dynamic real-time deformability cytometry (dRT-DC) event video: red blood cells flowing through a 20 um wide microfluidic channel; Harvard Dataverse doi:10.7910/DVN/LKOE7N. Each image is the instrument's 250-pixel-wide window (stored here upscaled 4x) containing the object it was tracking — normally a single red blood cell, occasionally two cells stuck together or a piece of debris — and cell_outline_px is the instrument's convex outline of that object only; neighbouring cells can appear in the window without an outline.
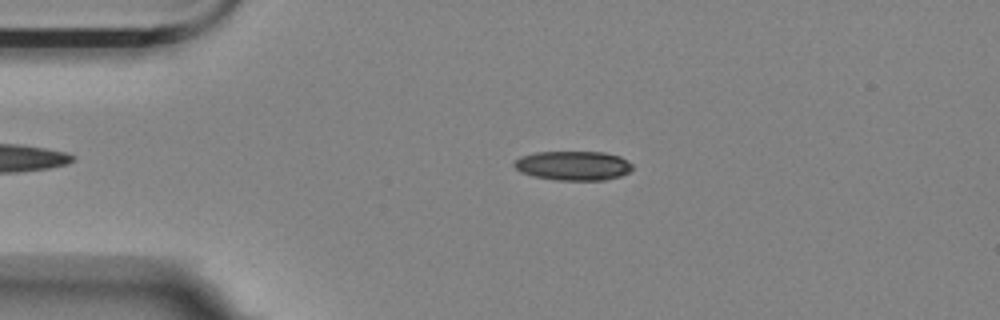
{"species": "Egyptian fruit bat (a non-hibernating species)", "species_latin": "Rousettus aegyptiacus", "temperature_condition": "room temperature", "stored_images_in_passage": 3, "camera_frame_rate_fps": 3000, "um_per_image_px": 0.085, "animal": {"sex": "female"}, "frame": {"image": 1, "passage_image": 2, "time_ms": 0.333, "image_size_px": [1000, 320], "cell_outline_px": [[632, 168], [628, 172], [620, 176], [604, 180], [556, 180], [532, 176], [520, 172], [512, 164], [520, 156], [536, 152], [604, 152], [620, 156], [632, 164]], "centroid_in_image_um": [48.7, 14.08], "position_along_channel_um": 36.3, "area_um2": 20.23}}